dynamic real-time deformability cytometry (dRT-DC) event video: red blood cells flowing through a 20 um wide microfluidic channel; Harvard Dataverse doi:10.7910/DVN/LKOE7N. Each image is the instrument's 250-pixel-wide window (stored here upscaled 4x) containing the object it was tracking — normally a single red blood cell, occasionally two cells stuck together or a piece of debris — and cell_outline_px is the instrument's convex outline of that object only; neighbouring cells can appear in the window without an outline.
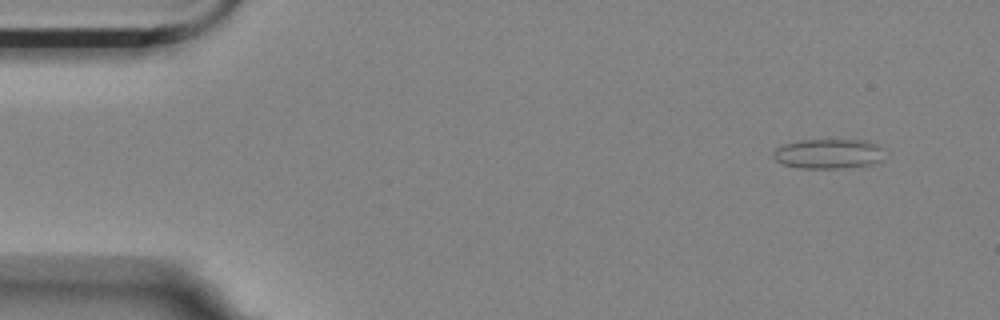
{"species": "Egyptian fruit bat (a non-hibernating species)", "species_latin": "Rousettus aegyptiacus", "temperature_condition": "room temperature", "stored_images_in_passage": 53, "camera_frame_rate_fps": 3000, "um_per_image_px": 0.085, "animal": {"sex": "female"}, "frame": {"image": 1, "passage_image": 1, "time_ms": 0.0, "image_size_px": [1000, 320], "cell_outline_px": [[884, 160], [872, 164], [840, 168], [800, 168], [780, 164], [772, 156], [772, 152], [776, 148], [784, 144], [804, 140], [868, 140], [880, 144], [884, 148]], "centroid_in_image_um": [70.47, 13.07], "position_along_channel_um": 14.5, "area_um2": 19.65}}
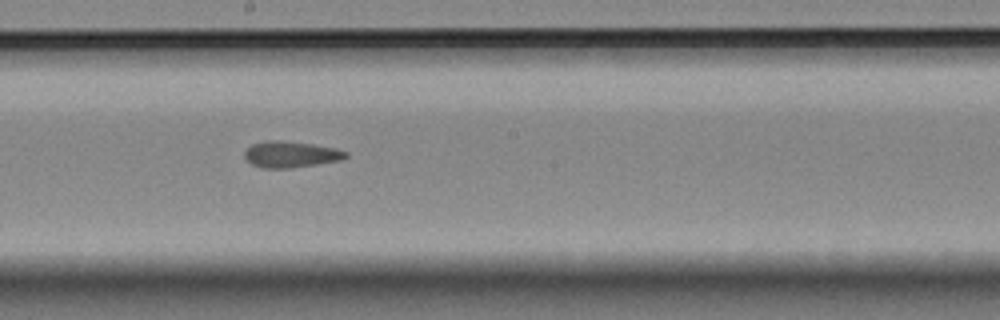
{"frame": {"image": 2, "passage_image": 27, "time_ms": 8.667, "image_size_px": [1000, 320], "cell_outline_px": [[348, 156], [340, 160], [316, 164], [288, 168], [264, 168], [252, 164], [244, 156], [244, 152], [252, 144], [268, 140], [280, 140], [312, 144], [332, 148], [348, 152]], "centroid_in_image_um": [24.69, 13.12], "position_along_channel_um": 223.5, "area_um2": 15.2}}
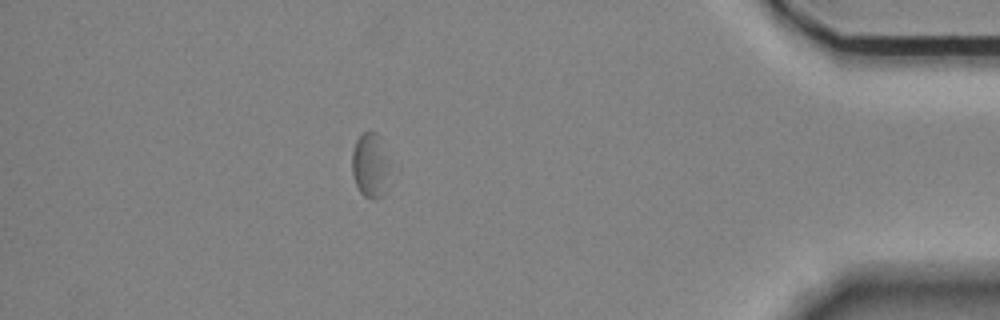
{"frame": {"image": 3, "passage_image": 46, "time_ms": 15.0, "image_size_px": [1000, 320], "cell_outline_px": [[392, 164], [384, 192], [376, 200], [372, 200], [364, 196], [360, 192], [356, 184], [352, 172], [352, 152], [356, 140], [364, 132], [376, 132], [380, 136]], "centroid_in_image_um": [31.51, 14.04], "position_along_channel_um": 403.7, "area_um2": 14.62}, "authors_computed_cell_mechanics": {"area_um2": 15.7216, "velocity_mm_per_s": 3.537, "shape_relaxation_time_tau1_ms": null, "shape_relaxation_time_tau2_ms": 2.0712, "deformation_change_tau1": null, "deformation_change_tau2": 0.0661}}